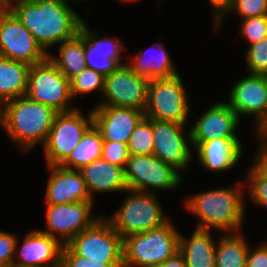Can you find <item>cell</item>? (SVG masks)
I'll return each instance as SVG.
<instances>
[{
  "label": "cell",
  "mask_w": 267,
  "mask_h": 267,
  "mask_svg": "<svg viewBox=\"0 0 267 267\" xmlns=\"http://www.w3.org/2000/svg\"><path fill=\"white\" fill-rule=\"evenodd\" d=\"M9 9V0H0V10Z\"/></svg>",
  "instance_id": "obj_43"
},
{
  "label": "cell",
  "mask_w": 267,
  "mask_h": 267,
  "mask_svg": "<svg viewBox=\"0 0 267 267\" xmlns=\"http://www.w3.org/2000/svg\"><path fill=\"white\" fill-rule=\"evenodd\" d=\"M46 167L50 174L44 204L61 205L92 201L79 170L63 168L60 165Z\"/></svg>",
  "instance_id": "obj_21"
},
{
  "label": "cell",
  "mask_w": 267,
  "mask_h": 267,
  "mask_svg": "<svg viewBox=\"0 0 267 267\" xmlns=\"http://www.w3.org/2000/svg\"><path fill=\"white\" fill-rule=\"evenodd\" d=\"M257 149L251 157L250 166L264 179H267V145L257 142Z\"/></svg>",
  "instance_id": "obj_39"
},
{
  "label": "cell",
  "mask_w": 267,
  "mask_h": 267,
  "mask_svg": "<svg viewBox=\"0 0 267 267\" xmlns=\"http://www.w3.org/2000/svg\"><path fill=\"white\" fill-rule=\"evenodd\" d=\"M102 159L125 169L129 159L128 145L120 142L103 141Z\"/></svg>",
  "instance_id": "obj_36"
},
{
  "label": "cell",
  "mask_w": 267,
  "mask_h": 267,
  "mask_svg": "<svg viewBox=\"0 0 267 267\" xmlns=\"http://www.w3.org/2000/svg\"><path fill=\"white\" fill-rule=\"evenodd\" d=\"M26 95L32 100L52 107L58 113L75 110L70 80L47 58L31 65Z\"/></svg>",
  "instance_id": "obj_9"
},
{
  "label": "cell",
  "mask_w": 267,
  "mask_h": 267,
  "mask_svg": "<svg viewBox=\"0 0 267 267\" xmlns=\"http://www.w3.org/2000/svg\"><path fill=\"white\" fill-rule=\"evenodd\" d=\"M242 178H245V196H248V200L252 205L267 210V179L262 178L250 165Z\"/></svg>",
  "instance_id": "obj_33"
},
{
  "label": "cell",
  "mask_w": 267,
  "mask_h": 267,
  "mask_svg": "<svg viewBox=\"0 0 267 267\" xmlns=\"http://www.w3.org/2000/svg\"><path fill=\"white\" fill-rule=\"evenodd\" d=\"M239 34L247 45L254 44L267 36V16L240 19Z\"/></svg>",
  "instance_id": "obj_34"
},
{
  "label": "cell",
  "mask_w": 267,
  "mask_h": 267,
  "mask_svg": "<svg viewBox=\"0 0 267 267\" xmlns=\"http://www.w3.org/2000/svg\"><path fill=\"white\" fill-rule=\"evenodd\" d=\"M67 0H19L10 10L49 54L51 48L73 38L85 18Z\"/></svg>",
  "instance_id": "obj_1"
},
{
  "label": "cell",
  "mask_w": 267,
  "mask_h": 267,
  "mask_svg": "<svg viewBox=\"0 0 267 267\" xmlns=\"http://www.w3.org/2000/svg\"><path fill=\"white\" fill-rule=\"evenodd\" d=\"M91 28L85 19L79 28V32L85 37L86 66L104 76L109 75L120 65L126 64V61L122 59L128 55L124 52L126 51L125 44L114 36L98 35L99 33Z\"/></svg>",
  "instance_id": "obj_17"
},
{
  "label": "cell",
  "mask_w": 267,
  "mask_h": 267,
  "mask_svg": "<svg viewBox=\"0 0 267 267\" xmlns=\"http://www.w3.org/2000/svg\"><path fill=\"white\" fill-rule=\"evenodd\" d=\"M94 206L93 201L61 205L45 204L47 229L39 230L65 245L102 216V213L97 215L93 212Z\"/></svg>",
  "instance_id": "obj_13"
},
{
  "label": "cell",
  "mask_w": 267,
  "mask_h": 267,
  "mask_svg": "<svg viewBox=\"0 0 267 267\" xmlns=\"http://www.w3.org/2000/svg\"><path fill=\"white\" fill-rule=\"evenodd\" d=\"M250 244L246 258V267H267V240L252 248Z\"/></svg>",
  "instance_id": "obj_38"
},
{
  "label": "cell",
  "mask_w": 267,
  "mask_h": 267,
  "mask_svg": "<svg viewBox=\"0 0 267 267\" xmlns=\"http://www.w3.org/2000/svg\"><path fill=\"white\" fill-rule=\"evenodd\" d=\"M245 183L197 191L185 196L182 203L186 212L198 219L196 227L220 234L242 232L247 214ZM245 216V217H244Z\"/></svg>",
  "instance_id": "obj_2"
},
{
  "label": "cell",
  "mask_w": 267,
  "mask_h": 267,
  "mask_svg": "<svg viewBox=\"0 0 267 267\" xmlns=\"http://www.w3.org/2000/svg\"><path fill=\"white\" fill-rule=\"evenodd\" d=\"M237 15L240 19L256 16H267V0H230L222 11L212 20V32L220 31L229 14Z\"/></svg>",
  "instance_id": "obj_29"
},
{
  "label": "cell",
  "mask_w": 267,
  "mask_h": 267,
  "mask_svg": "<svg viewBox=\"0 0 267 267\" xmlns=\"http://www.w3.org/2000/svg\"><path fill=\"white\" fill-rule=\"evenodd\" d=\"M67 245L81 257L95 261H113L118 267H123V238L103 214Z\"/></svg>",
  "instance_id": "obj_10"
},
{
  "label": "cell",
  "mask_w": 267,
  "mask_h": 267,
  "mask_svg": "<svg viewBox=\"0 0 267 267\" xmlns=\"http://www.w3.org/2000/svg\"><path fill=\"white\" fill-rule=\"evenodd\" d=\"M163 0H157V4H159L161 6Z\"/></svg>",
  "instance_id": "obj_48"
},
{
  "label": "cell",
  "mask_w": 267,
  "mask_h": 267,
  "mask_svg": "<svg viewBox=\"0 0 267 267\" xmlns=\"http://www.w3.org/2000/svg\"><path fill=\"white\" fill-rule=\"evenodd\" d=\"M93 124L103 140L127 144L144 111L135 108L95 105L91 107Z\"/></svg>",
  "instance_id": "obj_20"
},
{
  "label": "cell",
  "mask_w": 267,
  "mask_h": 267,
  "mask_svg": "<svg viewBox=\"0 0 267 267\" xmlns=\"http://www.w3.org/2000/svg\"><path fill=\"white\" fill-rule=\"evenodd\" d=\"M245 74L229 88L225 101L240 120L252 119L253 131L267 117V76Z\"/></svg>",
  "instance_id": "obj_15"
},
{
  "label": "cell",
  "mask_w": 267,
  "mask_h": 267,
  "mask_svg": "<svg viewBox=\"0 0 267 267\" xmlns=\"http://www.w3.org/2000/svg\"><path fill=\"white\" fill-rule=\"evenodd\" d=\"M56 48L57 54L50 52L48 58L69 80L87 67L85 37L80 32L73 38L61 42Z\"/></svg>",
  "instance_id": "obj_26"
},
{
  "label": "cell",
  "mask_w": 267,
  "mask_h": 267,
  "mask_svg": "<svg viewBox=\"0 0 267 267\" xmlns=\"http://www.w3.org/2000/svg\"><path fill=\"white\" fill-rule=\"evenodd\" d=\"M240 138H216L205 143H192L193 157L202 169L216 173H227L239 166L244 156Z\"/></svg>",
  "instance_id": "obj_19"
},
{
  "label": "cell",
  "mask_w": 267,
  "mask_h": 267,
  "mask_svg": "<svg viewBox=\"0 0 267 267\" xmlns=\"http://www.w3.org/2000/svg\"><path fill=\"white\" fill-rule=\"evenodd\" d=\"M211 6V14L212 18L214 19L222 9L230 2V0H207Z\"/></svg>",
  "instance_id": "obj_42"
},
{
  "label": "cell",
  "mask_w": 267,
  "mask_h": 267,
  "mask_svg": "<svg viewBox=\"0 0 267 267\" xmlns=\"http://www.w3.org/2000/svg\"><path fill=\"white\" fill-rule=\"evenodd\" d=\"M124 172L128 189L155 194L176 190L184 178L178 169L154 154L129 155Z\"/></svg>",
  "instance_id": "obj_7"
},
{
  "label": "cell",
  "mask_w": 267,
  "mask_h": 267,
  "mask_svg": "<svg viewBox=\"0 0 267 267\" xmlns=\"http://www.w3.org/2000/svg\"><path fill=\"white\" fill-rule=\"evenodd\" d=\"M15 1H19V0H9V9L11 8L12 3L15 2Z\"/></svg>",
  "instance_id": "obj_46"
},
{
  "label": "cell",
  "mask_w": 267,
  "mask_h": 267,
  "mask_svg": "<svg viewBox=\"0 0 267 267\" xmlns=\"http://www.w3.org/2000/svg\"><path fill=\"white\" fill-rule=\"evenodd\" d=\"M57 113L52 107L24 95L3 104L2 129L24 155L44 146Z\"/></svg>",
  "instance_id": "obj_3"
},
{
  "label": "cell",
  "mask_w": 267,
  "mask_h": 267,
  "mask_svg": "<svg viewBox=\"0 0 267 267\" xmlns=\"http://www.w3.org/2000/svg\"><path fill=\"white\" fill-rule=\"evenodd\" d=\"M150 79L136 74L127 64L105 76L101 98L94 105L135 108L145 111Z\"/></svg>",
  "instance_id": "obj_11"
},
{
  "label": "cell",
  "mask_w": 267,
  "mask_h": 267,
  "mask_svg": "<svg viewBox=\"0 0 267 267\" xmlns=\"http://www.w3.org/2000/svg\"><path fill=\"white\" fill-rule=\"evenodd\" d=\"M80 107L57 113L43 147L46 166L60 165L93 125L92 109L85 114ZM85 115V116H84Z\"/></svg>",
  "instance_id": "obj_8"
},
{
  "label": "cell",
  "mask_w": 267,
  "mask_h": 267,
  "mask_svg": "<svg viewBox=\"0 0 267 267\" xmlns=\"http://www.w3.org/2000/svg\"><path fill=\"white\" fill-rule=\"evenodd\" d=\"M253 134L256 137L255 141L267 145V117L253 130Z\"/></svg>",
  "instance_id": "obj_40"
},
{
  "label": "cell",
  "mask_w": 267,
  "mask_h": 267,
  "mask_svg": "<svg viewBox=\"0 0 267 267\" xmlns=\"http://www.w3.org/2000/svg\"><path fill=\"white\" fill-rule=\"evenodd\" d=\"M3 104L0 102V128L2 127Z\"/></svg>",
  "instance_id": "obj_44"
},
{
  "label": "cell",
  "mask_w": 267,
  "mask_h": 267,
  "mask_svg": "<svg viewBox=\"0 0 267 267\" xmlns=\"http://www.w3.org/2000/svg\"><path fill=\"white\" fill-rule=\"evenodd\" d=\"M79 171L94 203V194L124 193L128 189L124 168L110 164L102 158L94 160Z\"/></svg>",
  "instance_id": "obj_22"
},
{
  "label": "cell",
  "mask_w": 267,
  "mask_h": 267,
  "mask_svg": "<svg viewBox=\"0 0 267 267\" xmlns=\"http://www.w3.org/2000/svg\"><path fill=\"white\" fill-rule=\"evenodd\" d=\"M62 246L39 228L31 229L18 237L12 267H60Z\"/></svg>",
  "instance_id": "obj_18"
},
{
  "label": "cell",
  "mask_w": 267,
  "mask_h": 267,
  "mask_svg": "<svg viewBox=\"0 0 267 267\" xmlns=\"http://www.w3.org/2000/svg\"><path fill=\"white\" fill-rule=\"evenodd\" d=\"M209 105L203 111L204 113L191 121V143H205L216 138H241L243 140L238 135L243 122L229 104L219 100Z\"/></svg>",
  "instance_id": "obj_16"
},
{
  "label": "cell",
  "mask_w": 267,
  "mask_h": 267,
  "mask_svg": "<svg viewBox=\"0 0 267 267\" xmlns=\"http://www.w3.org/2000/svg\"><path fill=\"white\" fill-rule=\"evenodd\" d=\"M130 55L129 53L126 64L138 75L153 79L170 78L179 74L168 49L160 41Z\"/></svg>",
  "instance_id": "obj_23"
},
{
  "label": "cell",
  "mask_w": 267,
  "mask_h": 267,
  "mask_svg": "<svg viewBox=\"0 0 267 267\" xmlns=\"http://www.w3.org/2000/svg\"><path fill=\"white\" fill-rule=\"evenodd\" d=\"M124 194L111 215L103 214L123 239L159 228L171 219L155 193L127 189Z\"/></svg>",
  "instance_id": "obj_4"
},
{
  "label": "cell",
  "mask_w": 267,
  "mask_h": 267,
  "mask_svg": "<svg viewBox=\"0 0 267 267\" xmlns=\"http://www.w3.org/2000/svg\"><path fill=\"white\" fill-rule=\"evenodd\" d=\"M105 76L95 70L86 67L78 75L70 80L71 95L73 100L78 101L76 97L86 96L90 93H98L100 96L104 90Z\"/></svg>",
  "instance_id": "obj_31"
},
{
  "label": "cell",
  "mask_w": 267,
  "mask_h": 267,
  "mask_svg": "<svg viewBox=\"0 0 267 267\" xmlns=\"http://www.w3.org/2000/svg\"><path fill=\"white\" fill-rule=\"evenodd\" d=\"M170 219L163 226L123 239V267H155L179 252L180 231Z\"/></svg>",
  "instance_id": "obj_5"
},
{
  "label": "cell",
  "mask_w": 267,
  "mask_h": 267,
  "mask_svg": "<svg viewBox=\"0 0 267 267\" xmlns=\"http://www.w3.org/2000/svg\"><path fill=\"white\" fill-rule=\"evenodd\" d=\"M129 155L153 154V118L143 117L136 125L127 143Z\"/></svg>",
  "instance_id": "obj_30"
},
{
  "label": "cell",
  "mask_w": 267,
  "mask_h": 267,
  "mask_svg": "<svg viewBox=\"0 0 267 267\" xmlns=\"http://www.w3.org/2000/svg\"><path fill=\"white\" fill-rule=\"evenodd\" d=\"M153 141L156 157L187 173L194 158L189 125L153 119Z\"/></svg>",
  "instance_id": "obj_12"
},
{
  "label": "cell",
  "mask_w": 267,
  "mask_h": 267,
  "mask_svg": "<svg viewBox=\"0 0 267 267\" xmlns=\"http://www.w3.org/2000/svg\"><path fill=\"white\" fill-rule=\"evenodd\" d=\"M212 234V231L198 228H194L188 237L180 232L179 253L187 267H215L217 239Z\"/></svg>",
  "instance_id": "obj_24"
},
{
  "label": "cell",
  "mask_w": 267,
  "mask_h": 267,
  "mask_svg": "<svg viewBox=\"0 0 267 267\" xmlns=\"http://www.w3.org/2000/svg\"><path fill=\"white\" fill-rule=\"evenodd\" d=\"M67 1H71V2H76V1H78V2H81V3H82V2L87 1V0H75V1H74V0H67Z\"/></svg>",
  "instance_id": "obj_47"
},
{
  "label": "cell",
  "mask_w": 267,
  "mask_h": 267,
  "mask_svg": "<svg viewBox=\"0 0 267 267\" xmlns=\"http://www.w3.org/2000/svg\"><path fill=\"white\" fill-rule=\"evenodd\" d=\"M155 267H187L183 256L178 252L174 257L167 259L161 265Z\"/></svg>",
  "instance_id": "obj_41"
},
{
  "label": "cell",
  "mask_w": 267,
  "mask_h": 267,
  "mask_svg": "<svg viewBox=\"0 0 267 267\" xmlns=\"http://www.w3.org/2000/svg\"><path fill=\"white\" fill-rule=\"evenodd\" d=\"M60 267H118L113 261H95L77 255L67 244L62 246Z\"/></svg>",
  "instance_id": "obj_35"
},
{
  "label": "cell",
  "mask_w": 267,
  "mask_h": 267,
  "mask_svg": "<svg viewBox=\"0 0 267 267\" xmlns=\"http://www.w3.org/2000/svg\"><path fill=\"white\" fill-rule=\"evenodd\" d=\"M17 239L16 233L0 229V266L12 267Z\"/></svg>",
  "instance_id": "obj_37"
},
{
  "label": "cell",
  "mask_w": 267,
  "mask_h": 267,
  "mask_svg": "<svg viewBox=\"0 0 267 267\" xmlns=\"http://www.w3.org/2000/svg\"><path fill=\"white\" fill-rule=\"evenodd\" d=\"M0 56L34 65L48 54L10 9L0 10Z\"/></svg>",
  "instance_id": "obj_14"
},
{
  "label": "cell",
  "mask_w": 267,
  "mask_h": 267,
  "mask_svg": "<svg viewBox=\"0 0 267 267\" xmlns=\"http://www.w3.org/2000/svg\"><path fill=\"white\" fill-rule=\"evenodd\" d=\"M138 1H140V0H119V2H123V3H129V4H133V3H138Z\"/></svg>",
  "instance_id": "obj_45"
},
{
  "label": "cell",
  "mask_w": 267,
  "mask_h": 267,
  "mask_svg": "<svg viewBox=\"0 0 267 267\" xmlns=\"http://www.w3.org/2000/svg\"><path fill=\"white\" fill-rule=\"evenodd\" d=\"M216 238L215 267H246L250 243L243 232L219 234Z\"/></svg>",
  "instance_id": "obj_27"
},
{
  "label": "cell",
  "mask_w": 267,
  "mask_h": 267,
  "mask_svg": "<svg viewBox=\"0 0 267 267\" xmlns=\"http://www.w3.org/2000/svg\"><path fill=\"white\" fill-rule=\"evenodd\" d=\"M245 71L252 75L267 76V36L245 49Z\"/></svg>",
  "instance_id": "obj_32"
},
{
  "label": "cell",
  "mask_w": 267,
  "mask_h": 267,
  "mask_svg": "<svg viewBox=\"0 0 267 267\" xmlns=\"http://www.w3.org/2000/svg\"><path fill=\"white\" fill-rule=\"evenodd\" d=\"M31 65L0 56V102L26 95Z\"/></svg>",
  "instance_id": "obj_25"
},
{
  "label": "cell",
  "mask_w": 267,
  "mask_h": 267,
  "mask_svg": "<svg viewBox=\"0 0 267 267\" xmlns=\"http://www.w3.org/2000/svg\"><path fill=\"white\" fill-rule=\"evenodd\" d=\"M103 141L100 131L93 124L60 166L67 169L80 170L94 160L100 159Z\"/></svg>",
  "instance_id": "obj_28"
},
{
  "label": "cell",
  "mask_w": 267,
  "mask_h": 267,
  "mask_svg": "<svg viewBox=\"0 0 267 267\" xmlns=\"http://www.w3.org/2000/svg\"><path fill=\"white\" fill-rule=\"evenodd\" d=\"M183 79L180 73L170 78L150 79L144 116L190 125L188 121L193 113L189 90Z\"/></svg>",
  "instance_id": "obj_6"
}]
</instances>
